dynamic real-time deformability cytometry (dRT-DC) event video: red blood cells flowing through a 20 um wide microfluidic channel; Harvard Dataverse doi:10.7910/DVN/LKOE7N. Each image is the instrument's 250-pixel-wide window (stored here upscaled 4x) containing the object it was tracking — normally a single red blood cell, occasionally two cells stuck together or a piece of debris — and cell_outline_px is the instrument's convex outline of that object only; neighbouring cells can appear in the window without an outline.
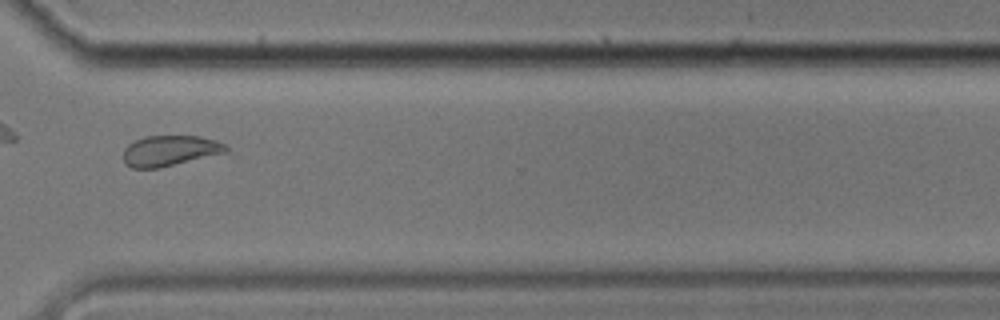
{"species": "common noctule bat (a hibernating species)", "species_latin": "Nyctalus noctula", "temperature_condition": "cold", "stored_images_in_passage": 36, "camera_frame_rate_fps": 3000, "um_per_image_px": 0.085, "animal": {"sex": "male", "body_mass_g": 17.9}, "frame": {"image": 1, "passage_image": 26, "time_ms": 8.333, "image_size_px": [1000, 320], "cell_outline_px": [[228, 152], [160, 168], [132, 168], [124, 164], [124, 148], [128, 144], [144, 136], [200, 136], [216, 140], [224, 144], [228, 148]], "centroid_in_image_um": [14.44, 12.81], "position_along_channel_um": 356.2, "area_um2": 18.38}}